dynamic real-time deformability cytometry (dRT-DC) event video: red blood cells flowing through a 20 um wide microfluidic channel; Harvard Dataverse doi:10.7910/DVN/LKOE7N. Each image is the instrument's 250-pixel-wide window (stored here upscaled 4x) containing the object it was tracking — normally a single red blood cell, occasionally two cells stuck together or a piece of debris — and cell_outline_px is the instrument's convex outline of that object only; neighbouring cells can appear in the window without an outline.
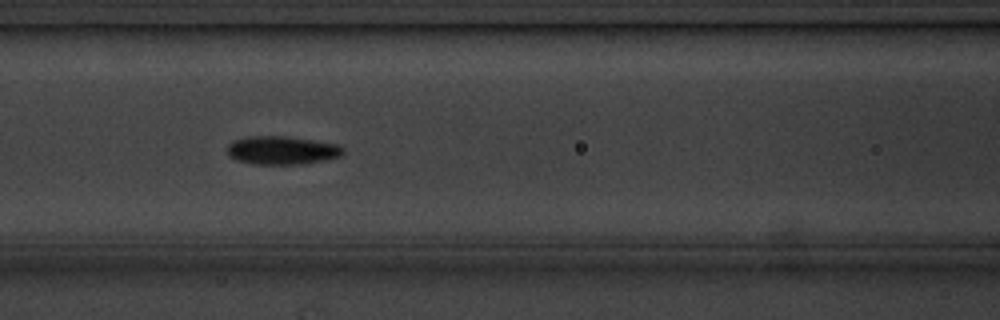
{"species": "common noctule bat (a hibernating species)", "species_latin": "Nyctalus noctula", "temperature_condition": "cold", "stored_images_in_passage": 8, "camera_frame_rate_fps": 3000, "um_per_image_px": 0.085, "animal": {"sex": "male", "body_mass_g": 20.1, "forearm_length_mm": 53.5}, "frame": {"image": 1, "passage_image": 7, "time_ms": 6.667, "image_size_px": [1000, 320], "cell_outline_px": [[344, 152], [340, 156], [324, 160], [300, 164], [252, 164], [236, 160], [228, 156], [228, 144], [232, 140], [252, 136], [284, 136], [312, 140], [336, 144], [344, 148]], "centroid_in_image_um": [23.93, 12.78], "position_along_channel_um": 142.7, "area_um2": 19.07}}